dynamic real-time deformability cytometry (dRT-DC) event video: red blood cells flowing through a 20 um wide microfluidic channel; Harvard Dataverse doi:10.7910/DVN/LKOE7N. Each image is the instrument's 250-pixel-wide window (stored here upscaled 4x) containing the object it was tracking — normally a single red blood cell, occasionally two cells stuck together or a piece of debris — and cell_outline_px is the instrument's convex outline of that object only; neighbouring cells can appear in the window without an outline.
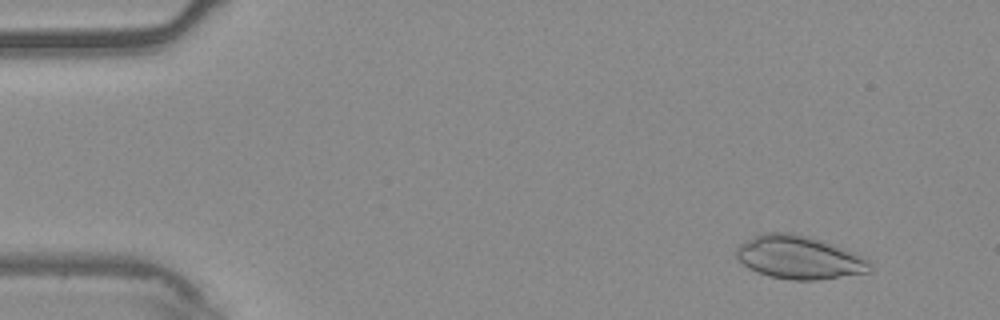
{"species": "common noctule bat (a hibernating species)", "species_latin": "Nyctalus noctula", "temperature_condition": "warm", "stored_images_in_passage": 54, "camera_frame_rate_fps": 3000, "um_per_image_px": 0.085, "animal": {"sex": "male", "body_mass_g": 20.4}, "frame": {"image": 1, "passage_image": 5, "time_ms": 1.333, "image_size_px": [1000, 320], "cell_outline_px": [[872, 268], [868, 272], [816, 280], [788, 280], [768, 276], [756, 272], [748, 268], [736, 256], [736, 248], [740, 244], [764, 232], [788, 232], [808, 236], [844, 248], [868, 260]], "centroid_in_image_um": [67.89, 21.89], "position_along_channel_um": 17.1, "area_um2": 33.35}}
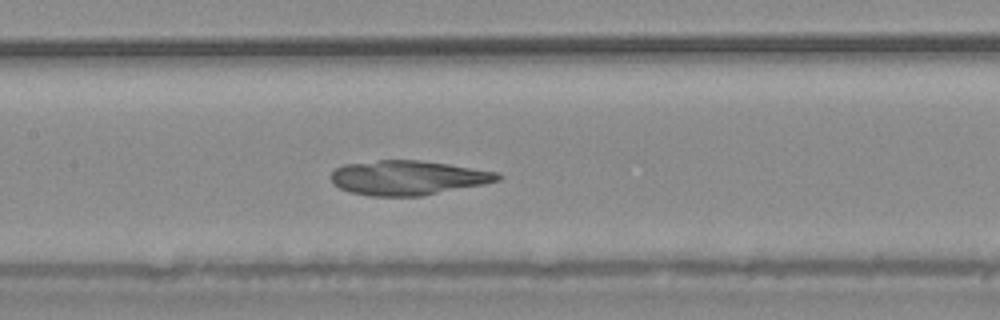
{"frame": {"image": 2, "passage_image": 26, "time_ms": 8.333, "image_size_px": [1000, 320], "cell_outline_px": [[504, 176], [500, 180], [484, 184], [420, 196], [372, 196], [348, 192], [332, 184], [332, 172], [336, 168], [344, 164], [380, 160], [416, 160], [448, 164], [496, 172]], "centroid_in_image_um": [34.65, 15.11], "position_along_channel_um": 172.8, "area_um2": 33.35}}
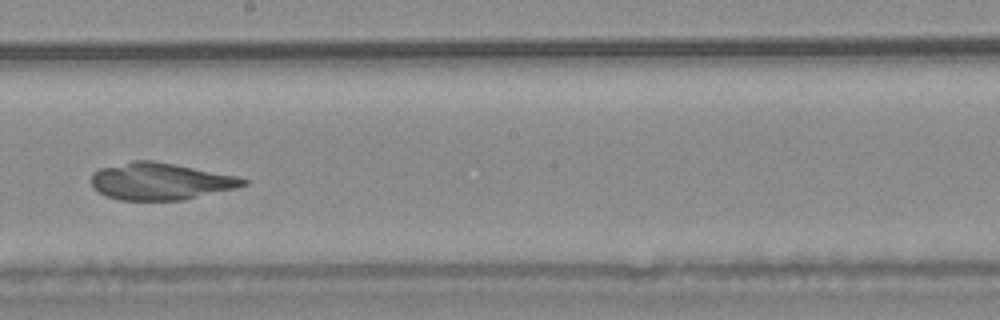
{"frame": {"image": 3, "passage_image": 31, "time_ms": 10.0, "image_size_px": [1000, 320], "cell_outline_px": [[248, 184], [236, 188], [184, 200], [120, 200], [108, 196], [92, 188], [92, 172], [100, 168], [132, 160], [152, 160], [176, 164], [240, 176], [248, 180]], "centroid_in_image_um": [13.66, 15.4], "position_along_channel_um": 234.5, "area_um2": 33.0}}